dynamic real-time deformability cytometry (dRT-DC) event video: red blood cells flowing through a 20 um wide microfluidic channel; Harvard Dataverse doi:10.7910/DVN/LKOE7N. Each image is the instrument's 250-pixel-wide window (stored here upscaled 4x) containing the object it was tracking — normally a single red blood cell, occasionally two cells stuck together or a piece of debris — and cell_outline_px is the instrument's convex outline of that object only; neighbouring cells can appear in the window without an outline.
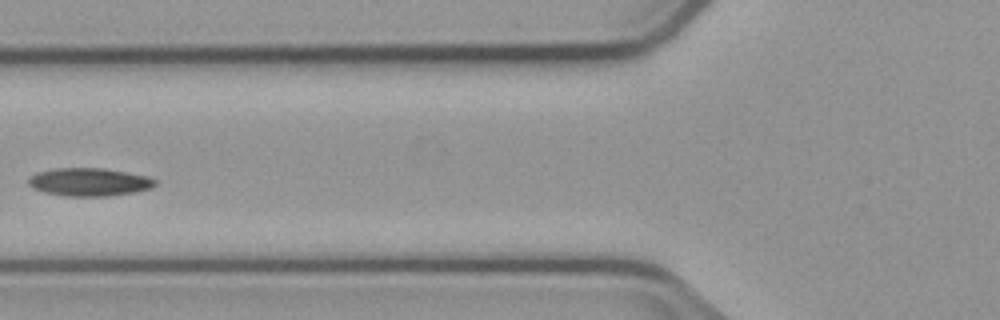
{"species": "common noctule bat (a hibernating species)", "species_latin": "Nyctalus noctula", "temperature_condition": "cold", "stored_images_in_passage": 4, "camera_frame_rate_fps": 3000, "um_per_image_px": 0.085, "animal": {"sex": "male", "body_mass_g": 23.1, "forearm_length_mm": 52.7}, "frame": {"image": 1, "passage_image": 3, "time_ms": 3.333, "image_size_px": [1000, 320], "cell_outline_px": [[156, 184], [152, 188], [132, 192], [108, 196], [64, 196], [44, 192], [32, 188], [28, 184], [28, 180], [36, 172], [56, 168], [104, 168], [148, 176], [156, 180]], "centroid_in_image_um": [7.57, 15.47], "position_along_channel_um": 118.2, "area_um2": 20.69}}
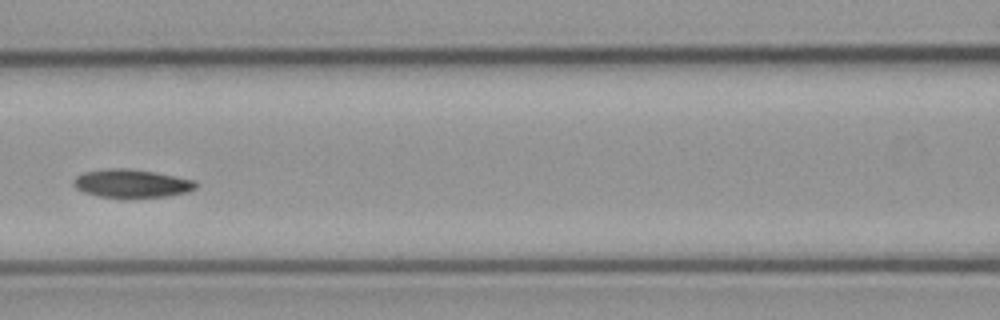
{"frame": {"image": 2, "passage_image": 4, "time_ms": 4.333, "image_size_px": [1000, 320], "cell_outline_px": [[200, 184], [196, 188], [188, 192], [168, 196], [128, 200], [100, 196], [84, 192], [76, 188], [72, 184], [72, 180], [76, 176], [84, 172], [108, 168], [124, 168], [156, 172], [196, 180]], "centroid_in_image_um": [11.22, 15.62], "position_along_channel_um": 155.4, "area_um2": 20.92}}